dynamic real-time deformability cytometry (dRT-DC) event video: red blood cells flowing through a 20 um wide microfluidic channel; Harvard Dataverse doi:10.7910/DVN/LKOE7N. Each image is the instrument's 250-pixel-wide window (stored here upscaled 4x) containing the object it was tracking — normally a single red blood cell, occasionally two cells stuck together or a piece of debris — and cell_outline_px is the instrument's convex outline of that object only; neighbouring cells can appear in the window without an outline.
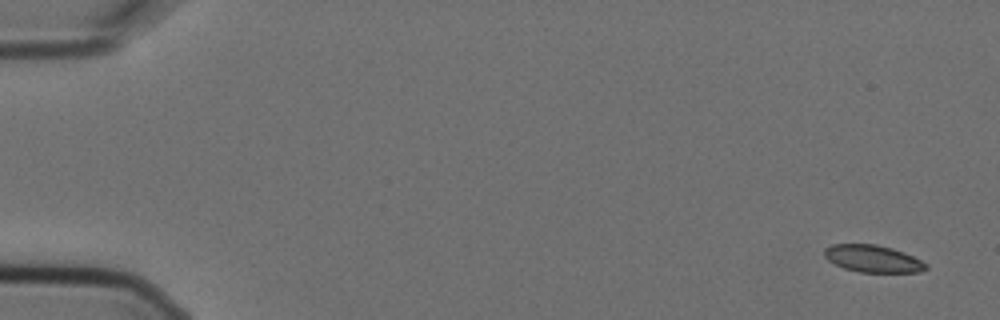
{"species": "Egyptian fruit bat (a non-hibernating species)", "species_latin": "Rousettus aegyptiacus", "temperature_condition": "cold", "stored_images_in_passage": 6, "camera_frame_rate_fps": 3000, "um_per_image_px": 0.085, "animal": {"sex": "female"}, "frame": {"image": 1, "passage_image": 1, "time_ms": 0.0, "image_size_px": [1000, 320], "cell_outline_px": [[928, 268], [920, 272], [860, 272], [844, 268], [828, 260], [824, 256], [824, 248], [832, 244], [876, 244], [892, 248], [904, 252], [928, 264]], "centroid_in_image_um": [74.19, 21.98], "position_along_channel_um": 10.8, "area_um2": 16.07}}
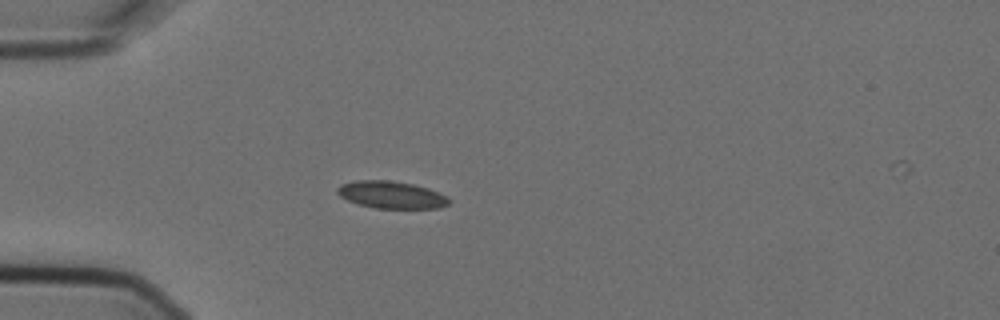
{"frame": {"image": 2, "passage_image": 5, "time_ms": 1.333, "image_size_px": [1000, 320], "cell_outline_px": [[452, 200], [448, 204], [440, 208], [376, 208], [360, 204], [348, 200], [340, 196], [336, 192], [336, 188], [340, 184], [356, 180], [388, 180], [412, 184], [428, 188], [448, 196]], "centroid_in_image_um": [33.28, 16.55], "position_along_channel_um": 51.7, "area_um2": 17.74}}